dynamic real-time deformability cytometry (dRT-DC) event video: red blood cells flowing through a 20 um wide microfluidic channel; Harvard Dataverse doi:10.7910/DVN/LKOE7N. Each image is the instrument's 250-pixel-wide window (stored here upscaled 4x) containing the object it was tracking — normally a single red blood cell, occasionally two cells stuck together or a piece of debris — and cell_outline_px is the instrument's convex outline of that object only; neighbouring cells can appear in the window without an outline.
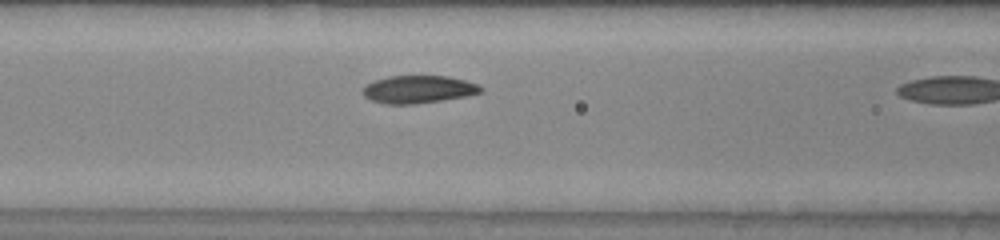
{"species": "common noctule bat (a hibernating species)", "species_latin": "Nyctalus noctula", "temperature_condition": "warm", "stored_images_in_passage": 10, "camera_frame_rate_fps": 3000, "um_per_image_px": 0.085, "animal": {"sex": "male", "body_mass_g": 20.0, "forearm_length_mm": 53.3}, "frame": {"image": 1, "passage_image": 9, "time_ms": 2.667, "image_size_px": [1000, 240], "cell_outline_px": [[484, 88], [480, 92], [468, 96], [416, 104], [384, 104], [372, 100], [364, 96], [364, 88], [368, 84], [376, 80], [388, 76], [448, 76], [464, 80], [476, 84]], "centroid_in_image_um": [35.58, 7.6], "position_along_channel_um": 131.0, "area_um2": 18.84}}